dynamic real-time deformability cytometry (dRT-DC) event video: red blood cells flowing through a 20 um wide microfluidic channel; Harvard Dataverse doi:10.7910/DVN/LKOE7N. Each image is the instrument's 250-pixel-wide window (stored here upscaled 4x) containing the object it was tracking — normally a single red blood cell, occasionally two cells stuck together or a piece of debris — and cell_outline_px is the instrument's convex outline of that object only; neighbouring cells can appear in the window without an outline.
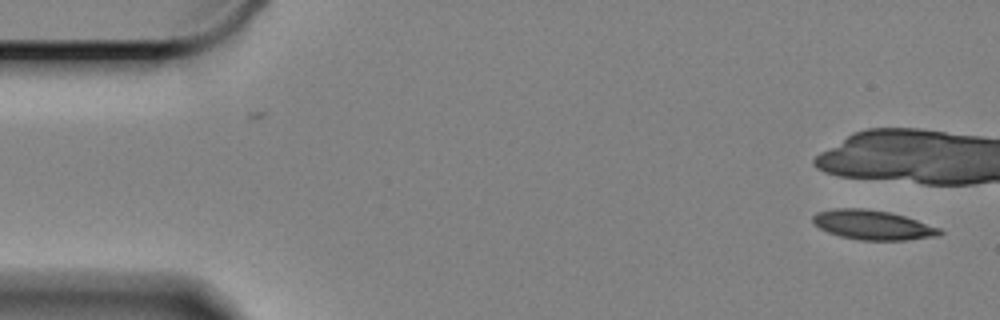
{"species": "Egyptian fruit bat (a non-hibernating species)", "species_latin": "Rousettus aegyptiacus", "temperature_condition": "cold", "stored_images_in_passage": 7, "camera_frame_rate_fps": 3000, "um_per_image_px": 0.085, "animal": {"sex": "female"}, "frame": {"image": 1, "passage_image": 1, "time_ms": 0.0, "image_size_px": [1000, 320], "cell_outline_px": [[944, 232], [936, 236], [904, 240], [860, 240], [840, 236], [828, 232], [820, 228], [812, 220], [812, 216], [816, 212], [836, 208], [864, 208], [888, 212], [904, 216], [940, 228]], "centroid_in_image_um": [74.16, 19.12], "position_along_channel_um": 10.8, "area_um2": 21.62}}